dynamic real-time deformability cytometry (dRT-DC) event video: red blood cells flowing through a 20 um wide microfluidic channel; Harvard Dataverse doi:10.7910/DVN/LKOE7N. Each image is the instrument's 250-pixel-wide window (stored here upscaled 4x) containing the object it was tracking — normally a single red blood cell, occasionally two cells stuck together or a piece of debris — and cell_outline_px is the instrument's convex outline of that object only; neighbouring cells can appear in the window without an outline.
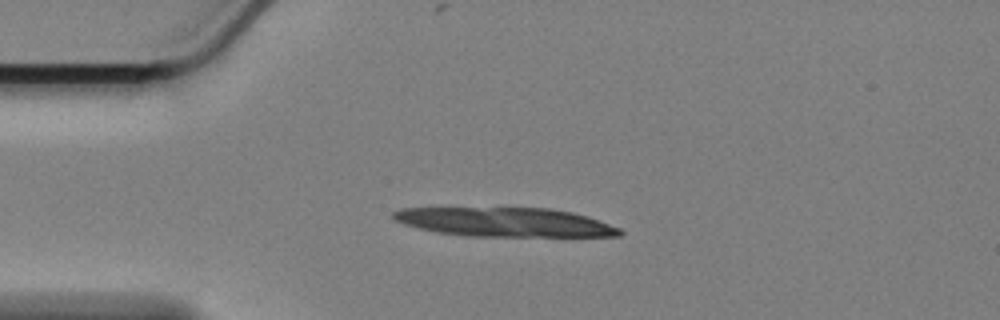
{"species": "Egyptian fruit bat (a non-hibernating species)", "species_latin": "Rousettus aegyptiacus", "temperature_condition": "cold", "stored_images_in_passage": 20, "camera_frame_rate_fps": 3000, "um_per_image_px": 0.085, "animal": {"sex": "female"}, "frame": {"image": 1, "passage_image": 6, "time_ms": 1.667, "image_size_px": [1000, 320], "cell_outline_px": [[624, 232], [620, 236], [468, 236], [436, 232], [404, 224], [396, 220], [392, 216], [392, 212], [400, 208], [548, 208], [572, 212], [588, 216], [620, 228]], "centroid_in_image_um": [42.93, 18.88], "position_along_channel_um": 42.1, "area_um2": 38.21}}